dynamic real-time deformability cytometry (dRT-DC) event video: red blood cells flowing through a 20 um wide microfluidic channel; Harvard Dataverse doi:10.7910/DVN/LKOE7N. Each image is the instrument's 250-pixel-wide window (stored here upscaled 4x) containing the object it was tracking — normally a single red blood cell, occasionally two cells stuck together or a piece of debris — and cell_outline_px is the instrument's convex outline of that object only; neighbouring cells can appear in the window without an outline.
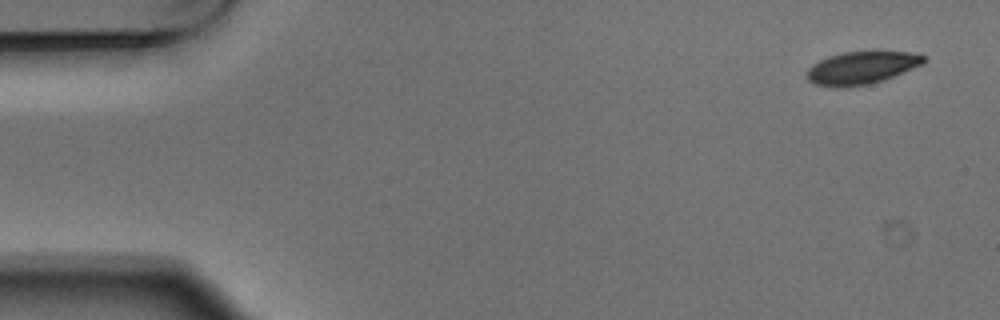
{"species": "Egyptian fruit bat (a non-hibernating species)", "species_latin": "Rousettus aegyptiacus", "temperature_condition": "warm", "stored_images_in_passage": 5, "camera_frame_rate_fps": 3000, "um_per_image_px": 0.085, "animal": {"sex": "male"}, "frame": {"image": 1, "passage_image": 1, "time_ms": 0.0, "image_size_px": [1000, 320], "cell_outline_px": [[928, 60], [924, 64], [884, 80], [868, 84], [844, 88], [836, 88], [816, 84], [808, 80], [808, 68], [812, 64], [828, 56], [844, 52], [872, 48], [908, 52], [924, 56]], "centroid_in_image_um": [73.28, 5.72], "position_along_channel_um": 11.7, "area_um2": 23.12}}
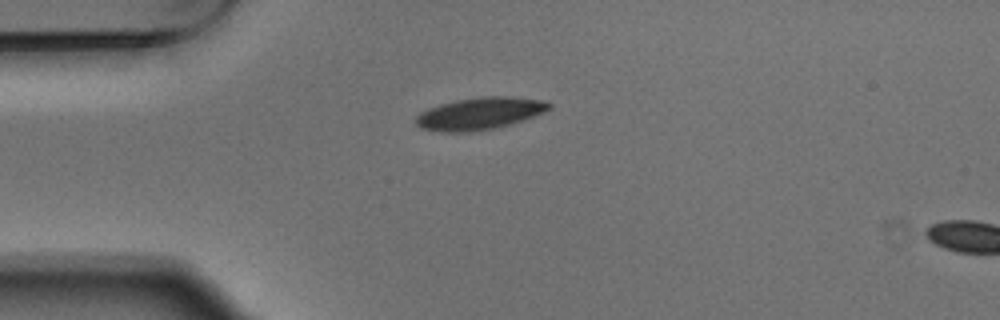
{"frame": {"image": 2, "passage_image": 4, "time_ms": 1.0, "image_size_px": [1000, 320], "cell_outline_px": [[552, 108], [544, 112], [508, 124], [492, 128], [468, 132], [440, 132], [420, 128], [416, 124], [416, 116], [420, 112], [428, 108], [440, 104], [456, 100], [480, 96], [508, 96], [544, 100], [552, 104]], "centroid_in_image_um": [40.74, 9.63], "position_along_channel_um": 44.3, "area_um2": 24.85}}